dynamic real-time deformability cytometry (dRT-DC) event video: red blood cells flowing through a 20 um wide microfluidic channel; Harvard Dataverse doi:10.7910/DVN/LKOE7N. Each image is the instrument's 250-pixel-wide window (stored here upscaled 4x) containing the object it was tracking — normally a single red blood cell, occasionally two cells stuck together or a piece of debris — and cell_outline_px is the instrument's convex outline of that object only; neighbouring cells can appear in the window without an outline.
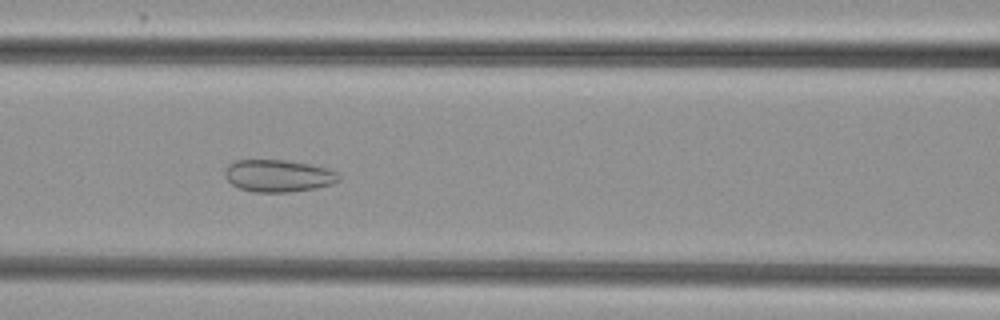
{"species": "common noctule bat (a hibernating species)", "species_latin": "Nyctalus noctula", "temperature_condition": "cold", "stored_images_in_passage": 50, "camera_frame_rate_fps": 3000, "um_per_image_px": 0.085, "animal": {"sex": "female", "body_mass_g": 29.2, "forearm_length_mm": 56.3}, "frame": {"image": 1, "passage_image": 20, "time_ms": 6.333, "image_size_px": [1000, 320], "cell_outline_px": [[340, 180], [332, 184], [316, 188], [288, 192], [252, 192], [240, 188], [232, 184], [224, 176], [224, 172], [228, 164], [236, 160], [284, 160], [308, 164], [328, 168], [336, 172], [340, 176]], "centroid_in_image_um": [23.64, 14.94], "position_along_channel_um": 143.0, "area_um2": 21.39}}
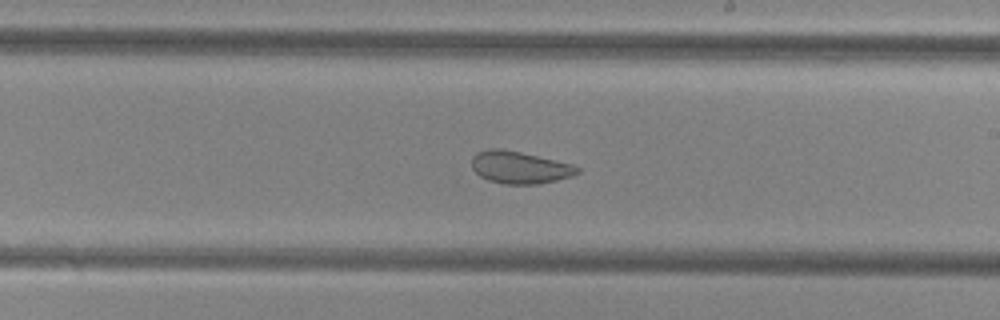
{"frame": {"image": 2, "passage_image": 28, "time_ms": 9.0, "image_size_px": [1000, 320], "cell_outline_px": [[580, 172], [572, 176], [556, 180], [536, 184], [504, 184], [488, 180], [480, 176], [472, 168], [472, 156], [476, 152], [488, 148], [500, 148], [520, 152], [572, 164], [580, 168]], "centroid_in_image_um": [44.15, 14.22], "position_along_channel_um": 244.9, "area_um2": 19.83}}
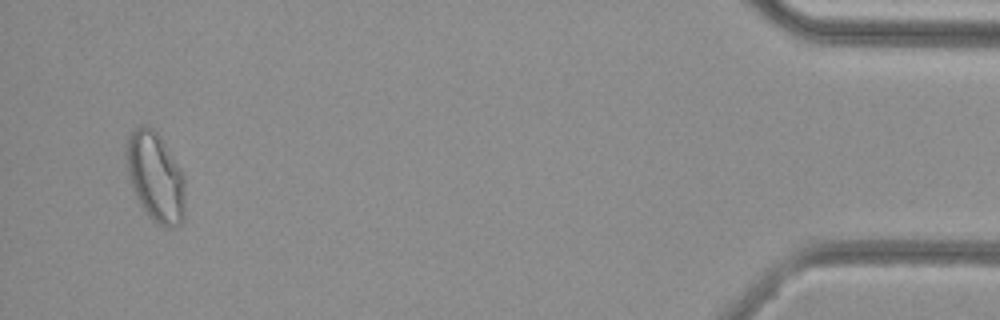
{"frame": {"image": 3, "passage_image": 48, "time_ms": 15.667, "image_size_px": [1000, 320], "cell_outline_px": [[184, 220], [180, 224], [172, 228], [164, 228], [148, 216], [140, 204], [128, 180], [124, 156], [124, 144], [128, 136], [136, 128], [148, 124], [160, 136], [184, 172]], "centroid_in_image_um": [13.19, 15.03], "position_along_channel_um": 422.0, "area_um2": 31.39}, "authors_computed_cell_mechanics": {"area_um2": 25.7788, "velocity_mm_per_s": 3.8309, "shape_relaxation_time_tau1_ms": null, "shape_relaxation_time_tau2_ms": 1.4574, "deformation_change_tau1": null, "deformation_change_tau2": 0.0752}}